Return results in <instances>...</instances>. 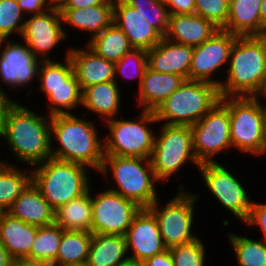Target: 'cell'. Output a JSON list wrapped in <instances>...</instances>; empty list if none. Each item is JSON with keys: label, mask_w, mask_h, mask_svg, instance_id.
<instances>
[{"label": "cell", "mask_w": 266, "mask_h": 266, "mask_svg": "<svg viewBox=\"0 0 266 266\" xmlns=\"http://www.w3.org/2000/svg\"><path fill=\"white\" fill-rule=\"evenodd\" d=\"M162 1L168 7L170 15L193 14L195 12V0H162Z\"/></svg>", "instance_id": "b9f144b4"}, {"label": "cell", "mask_w": 266, "mask_h": 266, "mask_svg": "<svg viewBox=\"0 0 266 266\" xmlns=\"http://www.w3.org/2000/svg\"><path fill=\"white\" fill-rule=\"evenodd\" d=\"M190 127L193 150L200 164L214 162V155L232 147L230 114L228 108L221 101Z\"/></svg>", "instance_id": "7c38bea8"}, {"label": "cell", "mask_w": 266, "mask_h": 266, "mask_svg": "<svg viewBox=\"0 0 266 266\" xmlns=\"http://www.w3.org/2000/svg\"><path fill=\"white\" fill-rule=\"evenodd\" d=\"M62 26L60 10L49 8L25 21L21 38L38 59L51 60L46 58L49 52L67 36Z\"/></svg>", "instance_id": "2e32d148"}, {"label": "cell", "mask_w": 266, "mask_h": 266, "mask_svg": "<svg viewBox=\"0 0 266 266\" xmlns=\"http://www.w3.org/2000/svg\"><path fill=\"white\" fill-rule=\"evenodd\" d=\"M63 266H89L87 262H82V263H73V264H66Z\"/></svg>", "instance_id": "f5cc1de1"}, {"label": "cell", "mask_w": 266, "mask_h": 266, "mask_svg": "<svg viewBox=\"0 0 266 266\" xmlns=\"http://www.w3.org/2000/svg\"><path fill=\"white\" fill-rule=\"evenodd\" d=\"M9 39H0V79L10 85L11 89L29 85L39 74L42 63L32 51L22 43H14ZM8 42V43H7Z\"/></svg>", "instance_id": "e0dca14e"}, {"label": "cell", "mask_w": 266, "mask_h": 266, "mask_svg": "<svg viewBox=\"0 0 266 266\" xmlns=\"http://www.w3.org/2000/svg\"><path fill=\"white\" fill-rule=\"evenodd\" d=\"M259 36L264 41L266 46V30L262 31V33Z\"/></svg>", "instance_id": "db71d44e"}, {"label": "cell", "mask_w": 266, "mask_h": 266, "mask_svg": "<svg viewBox=\"0 0 266 266\" xmlns=\"http://www.w3.org/2000/svg\"><path fill=\"white\" fill-rule=\"evenodd\" d=\"M261 33L266 30V0H262L261 4Z\"/></svg>", "instance_id": "f907efd6"}, {"label": "cell", "mask_w": 266, "mask_h": 266, "mask_svg": "<svg viewBox=\"0 0 266 266\" xmlns=\"http://www.w3.org/2000/svg\"><path fill=\"white\" fill-rule=\"evenodd\" d=\"M122 266H142V264L129 261L127 264L122 265Z\"/></svg>", "instance_id": "11a10c76"}, {"label": "cell", "mask_w": 266, "mask_h": 266, "mask_svg": "<svg viewBox=\"0 0 266 266\" xmlns=\"http://www.w3.org/2000/svg\"><path fill=\"white\" fill-rule=\"evenodd\" d=\"M228 63L221 97H260L266 87V46L260 36H238Z\"/></svg>", "instance_id": "6da1fadb"}, {"label": "cell", "mask_w": 266, "mask_h": 266, "mask_svg": "<svg viewBox=\"0 0 266 266\" xmlns=\"http://www.w3.org/2000/svg\"><path fill=\"white\" fill-rule=\"evenodd\" d=\"M20 9L23 13L27 14H39L49 9L48 6H45L46 0H17Z\"/></svg>", "instance_id": "7bdbcfd3"}, {"label": "cell", "mask_w": 266, "mask_h": 266, "mask_svg": "<svg viewBox=\"0 0 266 266\" xmlns=\"http://www.w3.org/2000/svg\"><path fill=\"white\" fill-rule=\"evenodd\" d=\"M92 241V233L64 231L60 241L55 266L86 262Z\"/></svg>", "instance_id": "1f68e13d"}, {"label": "cell", "mask_w": 266, "mask_h": 266, "mask_svg": "<svg viewBox=\"0 0 266 266\" xmlns=\"http://www.w3.org/2000/svg\"><path fill=\"white\" fill-rule=\"evenodd\" d=\"M90 189L79 198L62 205L55 211V223L65 231L91 232L92 202Z\"/></svg>", "instance_id": "f546056e"}, {"label": "cell", "mask_w": 266, "mask_h": 266, "mask_svg": "<svg viewBox=\"0 0 266 266\" xmlns=\"http://www.w3.org/2000/svg\"><path fill=\"white\" fill-rule=\"evenodd\" d=\"M12 266H55L51 262L30 259V258H17L13 259Z\"/></svg>", "instance_id": "7dc6e473"}, {"label": "cell", "mask_w": 266, "mask_h": 266, "mask_svg": "<svg viewBox=\"0 0 266 266\" xmlns=\"http://www.w3.org/2000/svg\"><path fill=\"white\" fill-rule=\"evenodd\" d=\"M50 121L51 116L38 115L15 101L7 112L0 137L5 138L18 160L34 166L52 157Z\"/></svg>", "instance_id": "7a4b0ae2"}, {"label": "cell", "mask_w": 266, "mask_h": 266, "mask_svg": "<svg viewBox=\"0 0 266 266\" xmlns=\"http://www.w3.org/2000/svg\"><path fill=\"white\" fill-rule=\"evenodd\" d=\"M91 197L92 234L125 235L134 217L142 209L137 203L110 189Z\"/></svg>", "instance_id": "4fadbf2b"}, {"label": "cell", "mask_w": 266, "mask_h": 266, "mask_svg": "<svg viewBox=\"0 0 266 266\" xmlns=\"http://www.w3.org/2000/svg\"><path fill=\"white\" fill-rule=\"evenodd\" d=\"M68 52L81 90L115 79V63L98 56L89 47L87 49L68 48Z\"/></svg>", "instance_id": "44dd1931"}, {"label": "cell", "mask_w": 266, "mask_h": 266, "mask_svg": "<svg viewBox=\"0 0 266 266\" xmlns=\"http://www.w3.org/2000/svg\"><path fill=\"white\" fill-rule=\"evenodd\" d=\"M261 4L262 0H233L228 6L229 16L223 29L238 36H259Z\"/></svg>", "instance_id": "83f0119b"}, {"label": "cell", "mask_w": 266, "mask_h": 266, "mask_svg": "<svg viewBox=\"0 0 266 266\" xmlns=\"http://www.w3.org/2000/svg\"><path fill=\"white\" fill-rule=\"evenodd\" d=\"M259 97H221L230 114L232 147L256 156L265 153L263 105Z\"/></svg>", "instance_id": "52a82bcc"}, {"label": "cell", "mask_w": 266, "mask_h": 266, "mask_svg": "<svg viewBox=\"0 0 266 266\" xmlns=\"http://www.w3.org/2000/svg\"><path fill=\"white\" fill-rule=\"evenodd\" d=\"M113 22L125 33L133 48L148 51L163 38L138 10L124 0H114Z\"/></svg>", "instance_id": "d6986e66"}, {"label": "cell", "mask_w": 266, "mask_h": 266, "mask_svg": "<svg viewBox=\"0 0 266 266\" xmlns=\"http://www.w3.org/2000/svg\"><path fill=\"white\" fill-rule=\"evenodd\" d=\"M65 64L55 60L42 61L39 74L41 91L46 92L49 103V116L70 114L81 106L82 90L74 72L69 52ZM64 108V109H63ZM66 109V110H65Z\"/></svg>", "instance_id": "30bf717a"}, {"label": "cell", "mask_w": 266, "mask_h": 266, "mask_svg": "<svg viewBox=\"0 0 266 266\" xmlns=\"http://www.w3.org/2000/svg\"><path fill=\"white\" fill-rule=\"evenodd\" d=\"M263 131H264V142H265V153H266V106H263Z\"/></svg>", "instance_id": "816d5d0a"}, {"label": "cell", "mask_w": 266, "mask_h": 266, "mask_svg": "<svg viewBox=\"0 0 266 266\" xmlns=\"http://www.w3.org/2000/svg\"><path fill=\"white\" fill-rule=\"evenodd\" d=\"M113 81L102 82L82 90L81 105L108 121L116 117L120 108V88Z\"/></svg>", "instance_id": "f1b7e54d"}, {"label": "cell", "mask_w": 266, "mask_h": 266, "mask_svg": "<svg viewBox=\"0 0 266 266\" xmlns=\"http://www.w3.org/2000/svg\"><path fill=\"white\" fill-rule=\"evenodd\" d=\"M65 230L57 223L38 227L30 249V259L53 263L58 255L62 234Z\"/></svg>", "instance_id": "836d02e7"}, {"label": "cell", "mask_w": 266, "mask_h": 266, "mask_svg": "<svg viewBox=\"0 0 266 266\" xmlns=\"http://www.w3.org/2000/svg\"><path fill=\"white\" fill-rule=\"evenodd\" d=\"M33 167L31 181L55 211L90 188L88 167L82 164L51 157Z\"/></svg>", "instance_id": "277c9868"}, {"label": "cell", "mask_w": 266, "mask_h": 266, "mask_svg": "<svg viewBox=\"0 0 266 266\" xmlns=\"http://www.w3.org/2000/svg\"><path fill=\"white\" fill-rule=\"evenodd\" d=\"M6 213V211H4L1 207H0V223L2 220L3 215Z\"/></svg>", "instance_id": "9f6ffc18"}, {"label": "cell", "mask_w": 266, "mask_h": 266, "mask_svg": "<svg viewBox=\"0 0 266 266\" xmlns=\"http://www.w3.org/2000/svg\"><path fill=\"white\" fill-rule=\"evenodd\" d=\"M62 23L89 31L91 39L113 23L114 0L87 8L61 9Z\"/></svg>", "instance_id": "d4e9b609"}, {"label": "cell", "mask_w": 266, "mask_h": 266, "mask_svg": "<svg viewBox=\"0 0 266 266\" xmlns=\"http://www.w3.org/2000/svg\"><path fill=\"white\" fill-rule=\"evenodd\" d=\"M229 4L224 0H195V14L211 21L219 29L226 26Z\"/></svg>", "instance_id": "ab89813d"}, {"label": "cell", "mask_w": 266, "mask_h": 266, "mask_svg": "<svg viewBox=\"0 0 266 266\" xmlns=\"http://www.w3.org/2000/svg\"><path fill=\"white\" fill-rule=\"evenodd\" d=\"M106 0H68L62 9L87 8L103 4Z\"/></svg>", "instance_id": "bcb514c9"}, {"label": "cell", "mask_w": 266, "mask_h": 266, "mask_svg": "<svg viewBox=\"0 0 266 266\" xmlns=\"http://www.w3.org/2000/svg\"><path fill=\"white\" fill-rule=\"evenodd\" d=\"M14 100L10 99L6 92L0 86V130L3 127L9 108L14 104Z\"/></svg>", "instance_id": "f6af8a7d"}, {"label": "cell", "mask_w": 266, "mask_h": 266, "mask_svg": "<svg viewBox=\"0 0 266 266\" xmlns=\"http://www.w3.org/2000/svg\"><path fill=\"white\" fill-rule=\"evenodd\" d=\"M126 240L118 234H92L88 253L89 266H122L129 262Z\"/></svg>", "instance_id": "4316f807"}, {"label": "cell", "mask_w": 266, "mask_h": 266, "mask_svg": "<svg viewBox=\"0 0 266 266\" xmlns=\"http://www.w3.org/2000/svg\"><path fill=\"white\" fill-rule=\"evenodd\" d=\"M250 226H259L263 231V237L266 242V204L252 202V207L250 209L249 216L247 220L244 222Z\"/></svg>", "instance_id": "60d3db41"}, {"label": "cell", "mask_w": 266, "mask_h": 266, "mask_svg": "<svg viewBox=\"0 0 266 266\" xmlns=\"http://www.w3.org/2000/svg\"><path fill=\"white\" fill-rule=\"evenodd\" d=\"M160 128L159 137H155L150 156L151 166L159 181L167 180L171 175L176 174L188 161H192L197 167L200 166L193 150L189 125L163 124Z\"/></svg>", "instance_id": "9c48e42d"}, {"label": "cell", "mask_w": 266, "mask_h": 266, "mask_svg": "<svg viewBox=\"0 0 266 266\" xmlns=\"http://www.w3.org/2000/svg\"><path fill=\"white\" fill-rule=\"evenodd\" d=\"M142 266H173V259L169 249L160 254H156L141 263Z\"/></svg>", "instance_id": "ee69618b"}, {"label": "cell", "mask_w": 266, "mask_h": 266, "mask_svg": "<svg viewBox=\"0 0 266 266\" xmlns=\"http://www.w3.org/2000/svg\"><path fill=\"white\" fill-rule=\"evenodd\" d=\"M37 229L6 212L0 223V240L13 259L30 258Z\"/></svg>", "instance_id": "484cf974"}, {"label": "cell", "mask_w": 266, "mask_h": 266, "mask_svg": "<svg viewBox=\"0 0 266 266\" xmlns=\"http://www.w3.org/2000/svg\"><path fill=\"white\" fill-rule=\"evenodd\" d=\"M22 15L17 0H0V39H8L13 31L22 35L25 24Z\"/></svg>", "instance_id": "8d00e7d4"}, {"label": "cell", "mask_w": 266, "mask_h": 266, "mask_svg": "<svg viewBox=\"0 0 266 266\" xmlns=\"http://www.w3.org/2000/svg\"><path fill=\"white\" fill-rule=\"evenodd\" d=\"M184 81L181 75L147 68L139 86L138 105L142 110L155 111Z\"/></svg>", "instance_id": "cb8c5ba5"}, {"label": "cell", "mask_w": 266, "mask_h": 266, "mask_svg": "<svg viewBox=\"0 0 266 266\" xmlns=\"http://www.w3.org/2000/svg\"><path fill=\"white\" fill-rule=\"evenodd\" d=\"M98 56L113 63L118 62L133 47L125 33L113 22L88 42Z\"/></svg>", "instance_id": "4dcf8cb0"}, {"label": "cell", "mask_w": 266, "mask_h": 266, "mask_svg": "<svg viewBox=\"0 0 266 266\" xmlns=\"http://www.w3.org/2000/svg\"><path fill=\"white\" fill-rule=\"evenodd\" d=\"M27 224L42 227L55 221V210L31 181L7 211Z\"/></svg>", "instance_id": "603a6c76"}, {"label": "cell", "mask_w": 266, "mask_h": 266, "mask_svg": "<svg viewBox=\"0 0 266 266\" xmlns=\"http://www.w3.org/2000/svg\"><path fill=\"white\" fill-rule=\"evenodd\" d=\"M67 1L68 0H46V3L50 9L61 10Z\"/></svg>", "instance_id": "681fc988"}, {"label": "cell", "mask_w": 266, "mask_h": 266, "mask_svg": "<svg viewBox=\"0 0 266 266\" xmlns=\"http://www.w3.org/2000/svg\"><path fill=\"white\" fill-rule=\"evenodd\" d=\"M238 266H266V243L228 233Z\"/></svg>", "instance_id": "e575fe53"}, {"label": "cell", "mask_w": 266, "mask_h": 266, "mask_svg": "<svg viewBox=\"0 0 266 266\" xmlns=\"http://www.w3.org/2000/svg\"><path fill=\"white\" fill-rule=\"evenodd\" d=\"M147 68H148L147 51L139 48H132L118 62L115 63L114 80L116 83H118L116 79L117 77L116 75L118 73L123 74V76H126V78L139 77L140 78L139 86H140V83L142 81V78L144 77Z\"/></svg>", "instance_id": "74e56055"}, {"label": "cell", "mask_w": 266, "mask_h": 266, "mask_svg": "<svg viewBox=\"0 0 266 266\" xmlns=\"http://www.w3.org/2000/svg\"><path fill=\"white\" fill-rule=\"evenodd\" d=\"M127 253L132 248L128 258L130 262L142 263L167 248L164 246L155 216L142 208L134 217L125 235Z\"/></svg>", "instance_id": "ac0fdd59"}, {"label": "cell", "mask_w": 266, "mask_h": 266, "mask_svg": "<svg viewBox=\"0 0 266 266\" xmlns=\"http://www.w3.org/2000/svg\"><path fill=\"white\" fill-rule=\"evenodd\" d=\"M198 169L202 173L207 189L228 211L245 222L249 216L252 201L244 185L216 160L201 163Z\"/></svg>", "instance_id": "5bb4252c"}, {"label": "cell", "mask_w": 266, "mask_h": 266, "mask_svg": "<svg viewBox=\"0 0 266 266\" xmlns=\"http://www.w3.org/2000/svg\"><path fill=\"white\" fill-rule=\"evenodd\" d=\"M52 158L79 163L86 167L101 169L104 159V144L99 139L96 126L74 114L51 116ZM52 134L58 140L59 148L52 146Z\"/></svg>", "instance_id": "3957f363"}, {"label": "cell", "mask_w": 266, "mask_h": 266, "mask_svg": "<svg viewBox=\"0 0 266 266\" xmlns=\"http://www.w3.org/2000/svg\"><path fill=\"white\" fill-rule=\"evenodd\" d=\"M13 258L0 240V266H12Z\"/></svg>", "instance_id": "c3c4849f"}, {"label": "cell", "mask_w": 266, "mask_h": 266, "mask_svg": "<svg viewBox=\"0 0 266 266\" xmlns=\"http://www.w3.org/2000/svg\"><path fill=\"white\" fill-rule=\"evenodd\" d=\"M173 259V266H204L205 249L198 238L192 242L169 248Z\"/></svg>", "instance_id": "f35d334b"}, {"label": "cell", "mask_w": 266, "mask_h": 266, "mask_svg": "<svg viewBox=\"0 0 266 266\" xmlns=\"http://www.w3.org/2000/svg\"><path fill=\"white\" fill-rule=\"evenodd\" d=\"M142 163L146 164V166L144 164L142 165ZM99 171L105 177L109 173L108 171H111L115 180L114 182H116L115 184L118 187L110 190L134 201L141 208H148L156 200H159L154 186V182H157L158 179L155 176L150 159L142 157L104 156Z\"/></svg>", "instance_id": "8992f818"}, {"label": "cell", "mask_w": 266, "mask_h": 266, "mask_svg": "<svg viewBox=\"0 0 266 266\" xmlns=\"http://www.w3.org/2000/svg\"><path fill=\"white\" fill-rule=\"evenodd\" d=\"M138 10L144 19L164 38L169 26L168 7L162 0H124Z\"/></svg>", "instance_id": "d590c367"}, {"label": "cell", "mask_w": 266, "mask_h": 266, "mask_svg": "<svg viewBox=\"0 0 266 266\" xmlns=\"http://www.w3.org/2000/svg\"><path fill=\"white\" fill-rule=\"evenodd\" d=\"M224 1L230 4L233 0H224Z\"/></svg>", "instance_id": "680465c9"}, {"label": "cell", "mask_w": 266, "mask_h": 266, "mask_svg": "<svg viewBox=\"0 0 266 266\" xmlns=\"http://www.w3.org/2000/svg\"><path fill=\"white\" fill-rule=\"evenodd\" d=\"M193 47L166 38L147 51L148 68L161 73H174L189 79Z\"/></svg>", "instance_id": "ffe728a7"}, {"label": "cell", "mask_w": 266, "mask_h": 266, "mask_svg": "<svg viewBox=\"0 0 266 266\" xmlns=\"http://www.w3.org/2000/svg\"><path fill=\"white\" fill-rule=\"evenodd\" d=\"M182 187L183 185L179 187L181 191L178 195L168 201L162 209H159L158 200L147 208L157 220L162 241L167 249L199 238L193 235L191 230L194 204L198 195L185 192Z\"/></svg>", "instance_id": "8fae6325"}, {"label": "cell", "mask_w": 266, "mask_h": 266, "mask_svg": "<svg viewBox=\"0 0 266 266\" xmlns=\"http://www.w3.org/2000/svg\"><path fill=\"white\" fill-rule=\"evenodd\" d=\"M261 96H264L266 98V87H265L264 92L262 93Z\"/></svg>", "instance_id": "6f0895ef"}, {"label": "cell", "mask_w": 266, "mask_h": 266, "mask_svg": "<svg viewBox=\"0 0 266 266\" xmlns=\"http://www.w3.org/2000/svg\"><path fill=\"white\" fill-rule=\"evenodd\" d=\"M238 35L224 29L216 31L207 41L193 48L189 79L220 86L222 80H213L212 74L229 61L230 52Z\"/></svg>", "instance_id": "9a60e30c"}, {"label": "cell", "mask_w": 266, "mask_h": 266, "mask_svg": "<svg viewBox=\"0 0 266 266\" xmlns=\"http://www.w3.org/2000/svg\"><path fill=\"white\" fill-rule=\"evenodd\" d=\"M220 100L219 87L215 84L185 79L154 113L158 122L163 120L167 125L192 126Z\"/></svg>", "instance_id": "5b68a950"}, {"label": "cell", "mask_w": 266, "mask_h": 266, "mask_svg": "<svg viewBox=\"0 0 266 266\" xmlns=\"http://www.w3.org/2000/svg\"><path fill=\"white\" fill-rule=\"evenodd\" d=\"M15 165L0 162V207L8 211L22 191L31 182V172H22ZM27 171V172H26Z\"/></svg>", "instance_id": "d6a6232c"}, {"label": "cell", "mask_w": 266, "mask_h": 266, "mask_svg": "<svg viewBox=\"0 0 266 266\" xmlns=\"http://www.w3.org/2000/svg\"><path fill=\"white\" fill-rule=\"evenodd\" d=\"M138 121L110 119L105 121L109 135L104 140V156L142 157L150 159L155 144L149 123L158 122L154 111L143 110ZM148 123V124H147Z\"/></svg>", "instance_id": "ba28073f"}, {"label": "cell", "mask_w": 266, "mask_h": 266, "mask_svg": "<svg viewBox=\"0 0 266 266\" xmlns=\"http://www.w3.org/2000/svg\"><path fill=\"white\" fill-rule=\"evenodd\" d=\"M218 30L211 21L195 13L173 14L169 17L168 31L164 38L194 48L207 41Z\"/></svg>", "instance_id": "7402d4cb"}]
</instances>
